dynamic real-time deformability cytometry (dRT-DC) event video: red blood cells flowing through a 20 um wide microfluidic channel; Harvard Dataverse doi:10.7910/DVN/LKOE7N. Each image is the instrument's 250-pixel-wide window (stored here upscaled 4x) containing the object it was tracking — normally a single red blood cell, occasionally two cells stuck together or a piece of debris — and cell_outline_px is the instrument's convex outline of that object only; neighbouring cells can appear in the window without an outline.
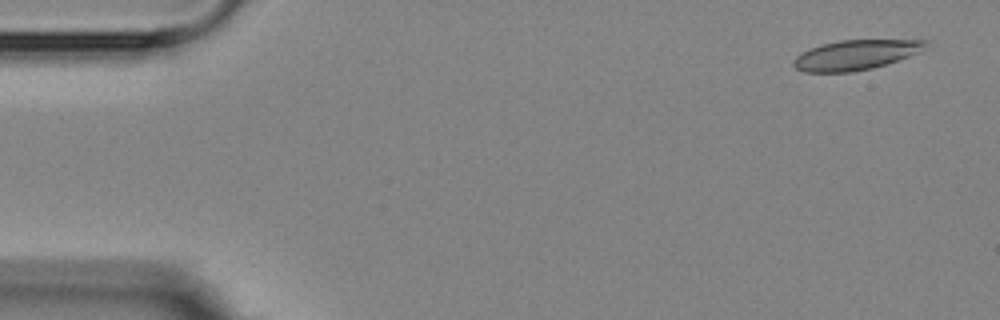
{"species": "Egyptian fruit bat (a non-hibernating species)", "species_latin": "Rousettus aegyptiacus", "temperature_condition": "room temperature", "stored_images_in_passage": 3, "camera_frame_rate_fps": 3000, "um_per_image_px": 0.085, "animal": {"sex": "female"}, "frame": {"image": 1, "passage_image": 1, "time_ms": 0.0, "image_size_px": [1000, 320], "cell_outline_px": [[932, 40], [920, 52], [872, 68], [852, 72], [804, 72], [796, 68], [792, 64], [792, 60], [800, 52], [820, 44], [840, 40]], "centroid_in_image_um": [72.69, 4.66], "position_along_channel_um": 12.3, "area_um2": 23.0}}